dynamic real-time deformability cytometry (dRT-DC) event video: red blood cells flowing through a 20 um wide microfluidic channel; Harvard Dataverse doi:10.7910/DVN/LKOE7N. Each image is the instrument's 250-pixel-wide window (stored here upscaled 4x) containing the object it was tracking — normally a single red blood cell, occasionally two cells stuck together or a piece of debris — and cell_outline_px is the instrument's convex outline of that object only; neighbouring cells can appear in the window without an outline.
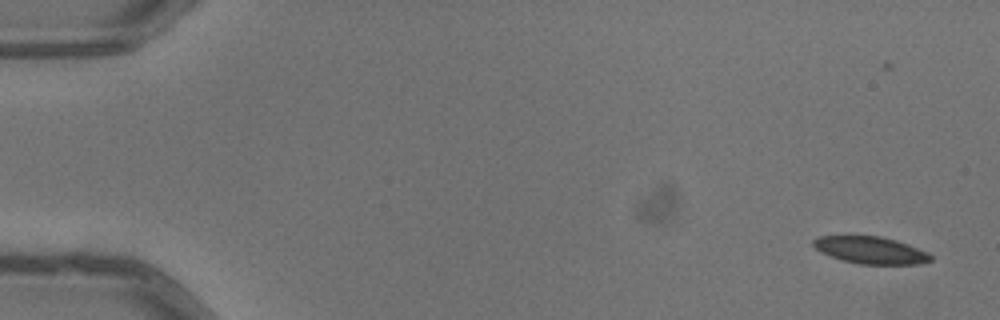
{"species": "common noctule bat (a hibernating species)", "species_latin": "Nyctalus noctula", "temperature_condition": "warm", "stored_images_in_passage": 7, "camera_frame_rate_fps": 3000, "um_per_image_px": 0.085, "animal": {"sex": "male", "body_mass_g": 13.3}, "frame": {"image": 1, "passage_image": 2, "time_ms": 0.333, "image_size_px": [1000, 320], "cell_outline_px": [[932, 260], [924, 264], [860, 264], [844, 260], [820, 252], [812, 244], [812, 240], [820, 236], [880, 236], [896, 240], [908, 244], [928, 252], [932, 256]], "centroid_in_image_um": [74.04, 21.26], "position_along_channel_um": 11.0, "area_um2": 18.5}}
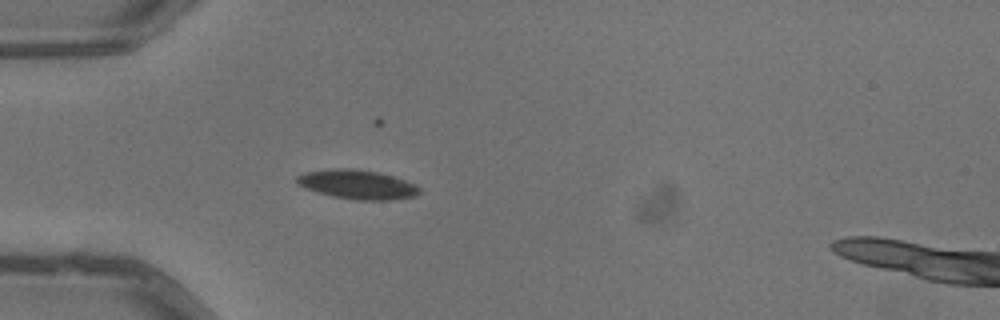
{"frame": {"image": 2, "passage_image": 6, "time_ms": 1.667, "image_size_px": [1000, 320], "cell_outline_px": [[420, 192], [416, 196], [392, 200], [356, 200], [332, 196], [304, 188], [296, 180], [296, 176], [304, 172], [332, 168], [356, 168], [376, 172], [392, 176], [416, 184], [420, 188]], "centroid_in_image_um": [30.38, 15.68], "position_along_channel_um": 54.6, "area_um2": 20.92}}